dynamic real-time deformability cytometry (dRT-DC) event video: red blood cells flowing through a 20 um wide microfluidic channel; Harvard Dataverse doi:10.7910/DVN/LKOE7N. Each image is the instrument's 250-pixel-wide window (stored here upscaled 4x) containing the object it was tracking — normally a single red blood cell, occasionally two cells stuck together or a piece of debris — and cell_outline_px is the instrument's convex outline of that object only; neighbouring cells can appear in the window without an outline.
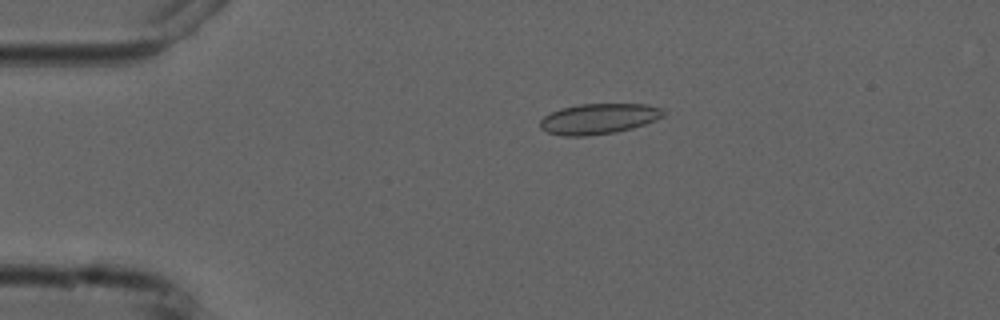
{"species": "common noctule bat (a hibernating species)", "species_latin": "Nyctalus noctula", "temperature_condition": "cold", "stored_images_in_passage": 4, "camera_frame_rate_fps": 3000, "um_per_image_px": 0.085, "animal": {"sex": "male", "forearm_length_mm": 52.5}, "frame": {"image": 1, "passage_image": 3, "time_ms": 3.333, "image_size_px": [1000, 320], "cell_outline_px": [[664, 116], [656, 120], [632, 128], [616, 132], [584, 136], [564, 136], [548, 132], [540, 128], [540, 120], [544, 116], [560, 108], [580, 104], [648, 104], [664, 108]], "centroid_in_image_um": [50.91, 10.09], "position_along_channel_um": 34.1, "area_um2": 21.96}}